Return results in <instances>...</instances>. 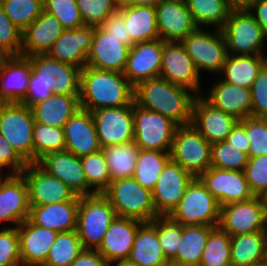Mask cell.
I'll return each mask as SVG.
<instances>
[{"label": "cell", "instance_id": "cell-27", "mask_svg": "<svg viewBox=\"0 0 267 266\" xmlns=\"http://www.w3.org/2000/svg\"><path fill=\"white\" fill-rule=\"evenodd\" d=\"M28 56L10 55L0 68V103H20L27 94L31 74Z\"/></svg>", "mask_w": 267, "mask_h": 266}, {"label": "cell", "instance_id": "cell-54", "mask_svg": "<svg viewBox=\"0 0 267 266\" xmlns=\"http://www.w3.org/2000/svg\"><path fill=\"white\" fill-rule=\"evenodd\" d=\"M252 97L251 116L267 118V73L262 69L250 87Z\"/></svg>", "mask_w": 267, "mask_h": 266}, {"label": "cell", "instance_id": "cell-18", "mask_svg": "<svg viewBox=\"0 0 267 266\" xmlns=\"http://www.w3.org/2000/svg\"><path fill=\"white\" fill-rule=\"evenodd\" d=\"M163 41L134 43L127 56L124 76L135 87L140 82L160 76L162 65Z\"/></svg>", "mask_w": 267, "mask_h": 266}, {"label": "cell", "instance_id": "cell-6", "mask_svg": "<svg viewBox=\"0 0 267 266\" xmlns=\"http://www.w3.org/2000/svg\"><path fill=\"white\" fill-rule=\"evenodd\" d=\"M221 30L225 37L227 54H263V45L267 37L246 7H234Z\"/></svg>", "mask_w": 267, "mask_h": 266}, {"label": "cell", "instance_id": "cell-52", "mask_svg": "<svg viewBox=\"0 0 267 266\" xmlns=\"http://www.w3.org/2000/svg\"><path fill=\"white\" fill-rule=\"evenodd\" d=\"M21 264L19 235L17 226H7L0 231V266Z\"/></svg>", "mask_w": 267, "mask_h": 266}, {"label": "cell", "instance_id": "cell-7", "mask_svg": "<svg viewBox=\"0 0 267 266\" xmlns=\"http://www.w3.org/2000/svg\"><path fill=\"white\" fill-rule=\"evenodd\" d=\"M169 217L183 225H219L220 205L198 178L188 185Z\"/></svg>", "mask_w": 267, "mask_h": 266}, {"label": "cell", "instance_id": "cell-22", "mask_svg": "<svg viewBox=\"0 0 267 266\" xmlns=\"http://www.w3.org/2000/svg\"><path fill=\"white\" fill-rule=\"evenodd\" d=\"M65 150L81 158L102 150L93 116L79 108L63 126Z\"/></svg>", "mask_w": 267, "mask_h": 266}, {"label": "cell", "instance_id": "cell-11", "mask_svg": "<svg viewBox=\"0 0 267 266\" xmlns=\"http://www.w3.org/2000/svg\"><path fill=\"white\" fill-rule=\"evenodd\" d=\"M134 141L139 149L170 152L177 124L133 103Z\"/></svg>", "mask_w": 267, "mask_h": 266}, {"label": "cell", "instance_id": "cell-32", "mask_svg": "<svg viewBox=\"0 0 267 266\" xmlns=\"http://www.w3.org/2000/svg\"><path fill=\"white\" fill-rule=\"evenodd\" d=\"M30 108L35 123L63 128L80 108L79 95L52 94Z\"/></svg>", "mask_w": 267, "mask_h": 266}, {"label": "cell", "instance_id": "cell-8", "mask_svg": "<svg viewBox=\"0 0 267 266\" xmlns=\"http://www.w3.org/2000/svg\"><path fill=\"white\" fill-rule=\"evenodd\" d=\"M212 145L192 125H180L174 134L170 159L181 165L194 178L211 167Z\"/></svg>", "mask_w": 267, "mask_h": 266}, {"label": "cell", "instance_id": "cell-58", "mask_svg": "<svg viewBox=\"0 0 267 266\" xmlns=\"http://www.w3.org/2000/svg\"><path fill=\"white\" fill-rule=\"evenodd\" d=\"M70 266H108V262L97 250L84 249Z\"/></svg>", "mask_w": 267, "mask_h": 266}, {"label": "cell", "instance_id": "cell-17", "mask_svg": "<svg viewBox=\"0 0 267 266\" xmlns=\"http://www.w3.org/2000/svg\"><path fill=\"white\" fill-rule=\"evenodd\" d=\"M198 179L217 199L220 207L254 197L243 171L221 170L210 167Z\"/></svg>", "mask_w": 267, "mask_h": 266}, {"label": "cell", "instance_id": "cell-36", "mask_svg": "<svg viewBox=\"0 0 267 266\" xmlns=\"http://www.w3.org/2000/svg\"><path fill=\"white\" fill-rule=\"evenodd\" d=\"M231 265L250 266L266 261L265 231L231 236Z\"/></svg>", "mask_w": 267, "mask_h": 266}, {"label": "cell", "instance_id": "cell-3", "mask_svg": "<svg viewBox=\"0 0 267 266\" xmlns=\"http://www.w3.org/2000/svg\"><path fill=\"white\" fill-rule=\"evenodd\" d=\"M79 102L80 108L90 112L101 108L133 105L134 86L122 72L85 66L80 73Z\"/></svg>", "mask_w": 267, "mask_h": 266}, {"label": "cell", "instance_id": "cell-35", "mask_svg": "<svg viewBox=\"0 0 267 266\" xmlns=\"http://www.w3.org/2000/svg\"><path fill=\"white\" fill-rule=\"evenodd\" d=\"M262 70V54L230 55L227 54L220 74L222 80L236 86L250 88Z\"/></svg>", "mask_w": 267, "mask_h": 266}, {"label": "cell", "instance_id": "cell-39", "mask_svg": "<svg viewBox=\"0 0 267 266\" xmlns=\"http://www.w3.org/2000/svg\"><path fill=\"white\" fill-rule=\"evenodd\" d=\"M107 160L111 182L134 176L139 147L135 141L102 149Z\"/></svg>", "mask_w": 267, "mask_h": 266}, {"label": "cell", "instance_id": "cell-9", "mask_svg": "<svg viewBox=\"0 0 267 266\" xmlns=\"http://www.w3.org/2000/svg\"><path fill=\"white\" fill-rule=\"evenodd\" d=\"M31 108L22 103H0V134L27 162L33 163V127Z\"/></svg>", "mask_w": 267, "mask_h": 266}, {"label": "cell", "instance_id": "cell-67", "mask_svg": "<svg viewBox=\"0 0 267 266\" xmlns=\"http://www.w3.org/2000/svg\"><path fill=\"white\" fill-rule=\"evenodd\" d=\"M2 170H3V169L0 168V186H1L2 182H3V181L6 179V177L8 176L7 174H4L5 177H3V174L1 173Z\"/></svg>", "mask_w": 267, "mask_h": 266}, {"label": "cell", "instance_id": "cell-41", "mask_svg": "<svg viewBox=\"0 0 267 266\" xmlns=\"http://www.w3.org/2000/svg\"><path fill=\"white\" fill-rule=\"evenodd\" d=\"M83 250L76 230L60 232L42 266H70Z\"/></svg>", "mask_w": 267, "mask_h": 266}, {"label": "cell", "instance_id": "cell-56", "mask_svg": "<svg viewBox=\"0 0 267 266\" xmlns=\"http://www.w3.org/2000/svg\"><path fill=\"white\" fill-rule=\"evenodd\" d=\"M99 27L107 34L119 39L120 42L124 43L129 48L134 44L130 38V34H128L123 15L119 11L108 16Z\"/></svg>", "mask_w": 267, "mask_h": 266}, {"label": "cell", "instance_id": "cell-53", "mask_svg": "<svg viewBox=\"0 0 267 266\" xmlns=\"http://www.w3.org/2000/svg\"><path fill=\"white\" fill-rule=\"evenodd\" d=\"M22 32L13 24L0 5V48L9 55H21Z\"/></svg>", "mask_w": 267, "mask_h": 266}, {"label": "cell", "instance_id": "cell-49", "mask_svg": "<svg viewBox=\"0 0 267 266\" xmlns=\"http://www.w3.org/2000/svg\"><path fill=\"white\" fill-rule=\"evenodd\" d=\"M44 11L55 16L64 29L84 26L76 0H43Z\"/></svg>", "mask_w": 267, "mask_h": 266}, {"label": "cell", "instance_id": "cell-44", "mask_svg": "<svg viewBox=\"0 0 267 266\" xmlns=\"http://www.w3.org/2000/svg\"><path fill=\"white\" fill-rule=\"evenodd\" d=\"M33 163L45 154L65 150L63 128L35 123L33 127Z\"/></svg>", "mask_w": 267, "mask_h": 266}, {"label": "cell", "instance_id": "cell-37", "mask_svg": "<svg viewBox=\"0 0 267 266\" xmlns=\"http://www.w3.org/2000/svg\"><path fill=\"white\" fill-rule=\"evenodd\" d=\"M198 28L222 29L234 8L231 0H185ZM202 25V26H201ZM216 25V26H215Z\"/></svg>", "mask_w": 267, "mask_h": 266}, {"label": "cell", "instance_id": "cell-15", "mask_svg": "<svg viewBox=\"0 0 267 266\" xmlns=\"http://www.w3.org/2000/svg\"><path fill=\"white\" fill-rule=\"evenodd\" d=\"M194 177L171 159L166 163L152 191L158 216H169L177 207Z\"/></svg>", "mask_w": 267, "mask_h": 266}, {"label": "cell", "instance_id": "cell-23", "mask_svg": "<svg viewBox=\"0 0 267 266\" xmlns=\"http://www.w3.org/2000/svg\"><path fill=\"white\" fill-rule=\"evenodd\" d=\"M94 27L65 29L47 52L50 58L83 69L91 49Z\"/></svg>", "mask_w": 267, "mask_h": 266}, {"label": "cell", "instance_id": "cell-65", "mask_svg": "<svg viewBox=\"0 0 267 266\" xmlns=\"http://www.w3.org/2000/svg\"><path fill=\"white\" fill-rule=\"evenodd\" d=\"M262 69L267 73V56L262 54Z\"/></svg>", "mask_w": 267, "mask_h": 266}, {"label": "cell", "instance_id": "cell-13", "mask_svg": "<svg viewBox=\"0 0 267 266\" xmlns=\"http://www.w3.org/2000/svg\"><path fill=\"white\" fill-rule=\"evenodd\" d=\"M101 148L134 140L133 105L91 111Z\"/></svg>", "mask_w": 267, "mask_h": 266}, {"label": "cell", "instance_id": "cell-2", "mask_svg": "<svg viewBox=\"0 0 267 266\" xmlns=\"http://www.w3.org/2000/svg\"><path fill=\"white\" fill-rule=\"evenodd\" d=\"M190 91L159 76L134 87V103L168 117L178 126L186 125L192 122V106L196 97Z\"/></svg>", "mask_w": 267, "mask_h": 266}, {"label": "cell", "instance_id": "cell-59", "mask_svg": "<svg viewBox=\"0 0 267 266\" xmlns=\"http://www.w3.org/2000/svg\"><path fill=\"white\" fill-rule=\"evenodd\" d=\"M246 8L261 25L263 32L267 37V0H255Z\"/></svg>", "mask_w": 267, "mask_h": 266}, {"label": "cell", "instance_id": "cell-55", "mask_svg": "<svg viewBox=\"0 0 267 266\" xmlns=\"http://www.w3.org/2000/svg\"><path fill=\"white\" fill-rule=\"evenodd\" d=\"M27 165L28 163L0 134V168H11L12 172L9 174H21Z\"/></svg>", "mask_w": 267, "mask_h": 266}, {"label": "cell", "instance_id": "cell-47", "mask_svg": "<svg viewBox=\"0 0 267 266\" xmlns=\"http://www.w3.org/2000/svg\"><path fill=\"white\" fill-rule=\"evenodd\" d=\"M248 155L226 140L212 144L211 167L221 170L244 171Z\"/></svg>", "mask_w": 267, "mask_h": 266}, {"label": "cell", "instance_id": "cell-46", "mask_svg": "<svg viewBox=\"0 0 267 266\" xmlns=\"http://www.w3.org/2000/svg\"><path fill=\"white\" fill-rule=\"evenodd\" d=\"M5 13L24 31L44 11L43 0H0Z\"/></svg>", "mask_w": 267, "mask_h": 266}, {"label": "cell", "instance_id": "cell-25", "mask_svg": "<svg viewBox=\"0 0 267 266\" xmlns=\"http://www.w3.org/2000/svg\"><path fill=\"white\" fill-rule=\"evenodd\" d=\"M28 186L22 174H8L0 186V223L17 227L29 218Z\"/></svg>", "mask_w": 267, "mask_h": 266}, {"label": "cell", "instance_id": "cell-38", "mask_svg": "<svg viewBox=\"0 0 267 266\" xmlns=\"http://www.w3.org/2000/svg\"><path fill=\"white\" fill-rule=\"evenodd\" d=\"M214 227L209 225L183 226V236L176 257L173 261L191 266H199L203 250L207 243L210 231Z\"/></svg>", "mask_w": 267, "mask_h": 266}, {"label": "cell", "instance_id": "cell-24", "mask_svg": "<svg viewBox=\"0 0 267 266\" xmlns=\"http://www.w3.org/2000/svg\"><path fill=\"white\" fill-rule=\"evenodd\" d=\"M37 164L48 174L57 177L76 195H88V183L81 159L66 150L45 154Z\"/></svg>", "mask_w": 267, "mask_h": 266}, {"label": "cell", "instance_id": "cell-33", "mask_svg": "<svg viewBox=\"0 0 267 266\" xmlns=\"http://www.w3.org/2000/svg\"><path fill=\"white\" fill-rule=\"evenodd\" d=\"M128 261L137 266H165V258L156 228L150 222H143L136 232Z\"/></svg>", "mask_w": 267, "mask_h": 266}, {"label": "cell", "instance_id": "cell-45", "mask_svg": "<svg viewBox=\"0 0 267 266\" xmlns=\"http://www.w3.org/2000/svg\"><path fill=\"white\" fill-rule=\"evenodd\" d=\"M157 231L159 243L165 258L176 257L183 236V225L173 221L169 216H158L150 222Z\"/></svg>", "mask_w": 267, "mask_h": 266}, {"label": "cell", "instance_id": "cell-20", "mask_svg": "<svg viewBox=\"0 0 267 266\" xmlns=\"http://www.w3.org/2000/svg\"><path fill=\"white\" fill-rule=\"evenodd\" d=\"M129 47L119 39L107 34L100 27H94L91 49L87 55L88 67L103 71H124Z\"/></svg>", "mask_w": 267, "mask_h": 266}, {"label": "cell", "instance_id": "cell-69", "mask_svg": "<svg viewBox=\"0 0 267 266\" xmlns=\"http://www.w3.org/2000/svg\"><path fill=\"white\" fill-rule=\"evenodd\" d=\"M263 199H264V204H265V208L267 211V193L263 196Z\"/></svg>", "mask_w": 267, "mask_h": 266}, {"label": "cell", "instance_id": "cell-1", "mask_svg": "<svg viewBox=\"0 0 267 266\" xmlns=\"http://www.w3.org/2000/svg\"><path fill=\"white\" fill-rule=\"evenodd\" d=\"M28 57L32 69L27 94L20 103L31 107L52 94H80L81 68L57 61L46 54Z\"/></svg>", "mask_w": 267, "mask_h": 266}, {"label": "cell", "instance_id": "cell-4", "mask_svg": "<svg viewBox=\"0 0 267 266\" xmlns=\"http://www.w3.org/2000/svg\"><path fill=\"white\" fill-rule=\"evenodd\" d=\"M117 214L102 194L80 196L77 213V234L83 249L97 250Z\"/></svg>", "mask_w": 267, "mask_h": 266}, {"label": "cell", "instance_id": "cell-10", "mask_svg": "<svg viewBox=\"0 0 267 266\" xmlns=\"http://www.w3.org/2000/svg\"><path fill=\"white\" fill-rule=\"evenodd\" d=\"M204 29L197 28L180 42L193 60L199 74L202 70L220 74L227 56L224 34L221 29L215 28L214 32Z\"/></svg>", "mask_w": 267, "mask_h": 266}, {"label": "cell", "instance_id": "cell-40", "mask_svg": "<svg viewBox=\"0 0 267 266\" xmlns=\"http://www.w3.org/2000/svg\"><path fill=\"white\" fill-rule=\"evenodd\" d=\"M169 160L170 152L139 149L134 179L152 192L160 173Z\"/></svg>", "mask_w": 267, "mask_h": 266}, {"label": "cell", "instance_id": "cell-51", "mask_svg": "<svg viewBox=\"0 0 267 266\" xmlns=\"http://www.w3.org/2000/svg\"><path fill=\"white\" fill-rule=\"evenodd\" d=\"M243 172L252 194L263 197L267 193V155L249 157Z\"/></svg>", "mask_w": 267, "mask_h": 266}, {"label": "cell", "instance_id": "cell-26", "mask_svg": "<svg viewBox=\"0 0 267 266\" xmlns=\"http://www.w3.org/2000/svg\"><path fill=\"white\" fill-rule=\"evenodd\" d=\"M17 230L21 264L24 266H42L58 232L39 227L29 219L22 222Z\"/></svg>", "mask_w": 267, "mask_h": 266}, {"label": "cell", "instance_id": "cell-34", "mask_svg": "<svg viewBox=\"0 0 267 266\" xmlns=\"http://www.w3.org/2000/svg\"><path fill=\"white\" fill-rule=\"evenodd\" d=\"M128 34L134 43L159 39L156 7L120 5Z\"/></svg>", "mask_w": 267, "mask_h": 266}, {"label": "cell", "instance_id": "cell-29", "mask_svg": "<svg viewBox=\"0 0 267 266\" xmlns=\"http://www.w3.org/2000/svg\"><path fill=\"white\" fill-rule=\"evenodd\" d=\"M202 97L213 107L234 116L237 120L251 116L252 97L250 88L236 86L220 79L215 81L208 95Z\"/></svg>", "mask_w": 267, "mask_h": 266}, {"label": "cell", "instance_id": "cell-5", "mask_svg": "<svg viewBox=\"0 0 267 266\" xmlns=\"http://www.w3.org/2000/svg\"><path fill=\"white\" fill-rule=\"evenodd\" d=\"M114 208L118 217L151 222L158 217L152 199V192L142 187L134 177L110 182L102 193Z\"/></svg>", "mask_w": 267, "mask_h": 266}, {"label": "cell", "instance_id": "cell-16", "mask_svg": "<svg viewBox=\"0 0 267 266\" xmlns=\"http://www.w3.org/2000/svg\"><path fill=\"white\" fill-rule=\"evenodd\" d=\"M21 174L28 186L30 205L80 200V196L72 189L57 177L48 174L37 163H28Z\"/></svg>", "mask_w": 267, "mask_h": 266}, {"label": "cell", "instance_id": "cell-28", "mask_svg": "<svg viewBox=\"0 0 267 266\" xmlns=\"http://www.w3.org/2000/svg\"><path fill=\"white\" fill-rule=\"evenodd\" d=\"M142 223L136 219L117 216L106 231L97 251L108 263L127 260L133 248L138 227Z\"/></svg>", "mask_w": 267, "mask_h": 266}, {"label": "cell", "instance_id": "cell-19", "mask_svg": "<svg viewBox=\"0 0 267 266\" xmlns=\"http://www.w3.org/2000/svg\"><path fill=\"white\" fill-rule=\"evenodd\" d=\"M156 17L162 41H181L198 28L185 0H162L156 6Z\"/></svg>", "mask_w": 267, "mask_h": 266}, {"label": "cell", "instance_id": "cell-64", "mask_svg": "<svg viewBox=\"0 0 267 266\" xmlns=\"http://www.w3.org/2000/svg\"><path fill=\"white\" fill-rule=\"evenodd\" d=\"M165 266H191V265H187L184 263H180V262H176L173 260H168L167 263L165 264Z\"/></svg>", "mask_w": 267, "mask_h": 266}, {"label": "cell", "instance_id": "cell-21", "mask_svg": "<svg viewBox=\"0 0 267 266\" xmlns=\"http://www.w3.org/2000/svg\"><path fill=\"white\" fill-rule=\"evenodd\" d=\"M237 119L213 107L202 95L196 96L192 106V125L212 145L227 139Z\"/></svg>", "mask_w": 267, "mask_h": 266}, {"label": "cell", "instance_id": "cell-61", "mask_svg": "<svg viewBox=\"0 0 267 266\" xmlns=\"http://www.w3.org/2000/svg\"><path fill=\"white\" fill-rule=\"evenodd\" d=\"M253 1L255 0H231L234 7H247Z\"/></svg>", "mask_w": 267, "mask_h": 266}, {"label": "cell", "instance_id": "cell-50", "mask_svg": "<svg viewBox=\"0 0 267 266\" xmlns=\"http://www.w3.org/2000/svg\"><path fill=\"white\" fill-rule=\"evenodd\" d=\"M239 121L244 125L250 141L248 158L267 155V118L250 116Z\"/></svg>", "mask_w": 267, "mask_h": 266}, {"label": "cell", "instance_id": "cell-66", "mask_svg": "<svg viewBox=\"0 0 267 266\" xmlns=\"http://www.w3.org/2000/svg\"><path fill=\"white\" fill-rule=\"evenodd\" d=\"M265 259L267 261V228L265 230Z\"/></svg>", "mask_w": 267, "mask_h": 266}, {"label": "cell", "instance_id": "cell-63", "mask_svg": "<svg viewBox=\"0 0 267 266\" xmlns=\"http://www.w3.org/2000/svg\"><path fill=\"white\" fill-rule=\"evenodd\" d=\"M10 55L4 51L2 48H0V68L2 67V65L5 63L6 59L9 57Z\"/></svg>", "mask_w": 267, "mask_h": 266}, {"label": "cell", "instance_id": "cell-12", "mask_svg": "<svg viewBox=\"0 0 267 266\" xmlns=\"http://www.w3.org/2000/svg\"><path fill=\"white\" fill-rule=\"evenodd\" d=\"M218 226L230 236L265 231L267 211L263 197L221 206Z\"/></svg>", "mask_w": 267, "mask_h": 266}, {"label": "cell", "instance_id": "cell-42", "mask_svg": "<svg viewBox=\"0 0 267 266\" xmlns=\"http://www.w3.org/2000/svg\"><path fill=\"white\" fill-rule=\"evenodd\" d=\"M231 236L219 226L209 234L199 266H232Z\"/></svg>", "mask_w": 267, "mask_h": 266}, {"label": "cell", "instance_id": "cell-57", "mask_svg": "<svg viewBox=\"0 0 267 266\" xmlns=\"http://www.w3.org/2000/svg\"><path fill=\"white\" fill-rule=\"evenodd\" d=\"M226 141L248 155L250 141L246 135V129L244 125L239 120L232 127V130L228 134Z\"/></svg>", "mask_w": 267, "mask_h": 266}, {"label": "cell", "instance_id": "cell-14", "mask_svg": "<svg viewBox=\"0 0 267 266\" xmlns=\"http://www.w3.org/2000/svg\"><path fill=\"white\" fill-rule=\"evenodd\" d=\"M160 77L201 95L200 74L180 41H163Z\"/></svg>", "mask_w": 267, "mask_h": 266}, {"label": "cell", "instance_id": "cell-48", "mask_svg": "<svg viewBox=\"0 0 267 266\" xmlns=\"http://www.w3.org/2000/svg\"><path fill=\"white\" fill-rule=\"evenodd\" d=\"M84 25L99 27L119 9V0H76Z\"/></svg>", "mask_w": 267, "mask_h": 266}, {"label": "cell", "instance_id": "cell-30", "mask_svg": "<svg viewBox=\"0 0 267 266\" xmlns=\"http://www.w3.org/2000/svg\"><path fill=\"white\" fill-rule=\"evenodd\" d=\"M65 29L55 16L43 11L22 32L21 55L33 56L47 54L54 42Z\"/></svg>", "mask_w": 267, "mask_h": 266}, {"label": "cell", "instance_id": "cell-60", "mask_svg": "<svg viewBox=\"0 0 267 266\" xmlns=\"http://www.w3.org/2000/svg\"><path fill=\"white\" fill-rule=\"evenodd\" d=\"M162 0H119L120 5L156 7Z\"/></svg>", "mask_w": 267, "mask_h": 266}, {"label": "cell", "instance_id": "cell-31", "mask_svg": "<svg viewBox=\"0 0 267 266\" xmlns=\"http://www.w3.org/2000/svg\"><path fill=\"white\" fill-rule=\"evenodd\" d=\"M79 200L47 205H30L29 220L52 231L69 232L77 228Z\"/></svg>", "mask_w": 267, "mask_h": 266}, {"label": "cell", "instance_id": "cell-68", "mask_svg": "<svg viewBox=\"0 0 267 266\" xmlns=\"http://www.w3.org/2000/svg\"><path fill=\"white\" fill-rule=\"evenodd\" d=\"M250 266H267V261L258 263V264H254V265H250Z\"/></svg>", "mask_w": 267, "mask_h": 266}, {"label": "cell", "instance_id": "cell-43", "mask_svg": "<svg viewBox=\"0 0 267 266\" xmlns=\"http://www.w3.org/2000/svg\"><path fill=\"white\" fill-rule=\"evenodd\" d=\"M88 183V195L103 193L111 182L106 156L103 150L81 157Z\"/></svg>", "mask_w": 267, "mask_h": 266}, {"label": "cell", "instance_id": "cell-62", "mask_svg": "<svg viewBox=\"0 0 267 266\" xmlns=\"http://www.w3.org/2000/svg\"><path fill=\"white\" fill-rule=\"evenodd\" d=\"M114 263H115L114 266H137L135 263H132L128 260H117V261L108 263V266H111V264H114Z\"/></svg>", "mask_w": 267, "mask_h": 266}]
</instances>
